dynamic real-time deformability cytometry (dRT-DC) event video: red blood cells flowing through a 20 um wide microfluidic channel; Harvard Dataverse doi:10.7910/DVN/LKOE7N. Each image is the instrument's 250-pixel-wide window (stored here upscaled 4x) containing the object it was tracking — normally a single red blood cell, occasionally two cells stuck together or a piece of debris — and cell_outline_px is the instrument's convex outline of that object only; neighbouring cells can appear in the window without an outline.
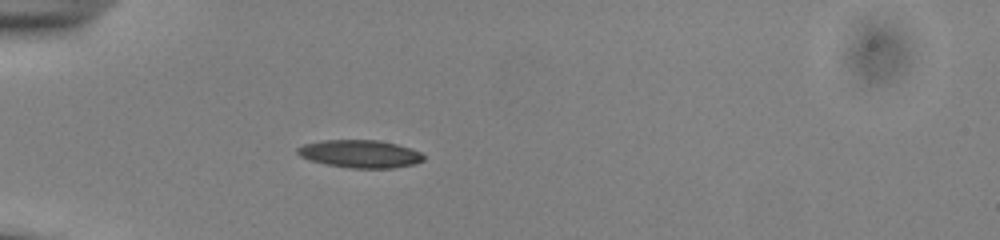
{"species": "common noctule bat (a hibernating species)", "species_latin": "Nyctalus noctula", "temperature_condition": "cold", "stored_images_in_passage": 38, "camera_frame_rate_fps": 3000, "um_per_image_px": 0.085, "animal": {"sex": "male", "body_mass_g": 13.0, "forearm_length_mm": 53.1}, "frame": {"image": 1, "passage_image": 1, "time_ms": 0.0, "image_size_px": [1000, 240], "cell_outline_px": [[424, 160], [416, 164], [392, 168], [348, 168], [308, 160], [300, 156], [296, 152], [296, 148], [304, 144], [320, 140], [380, 140], [412, 148], [420, 152], [424, 156]], "centroid_in_image_um": [30.61, 13.07], "position_along_channel_um": 54.4, "area_um2": 20.58}}
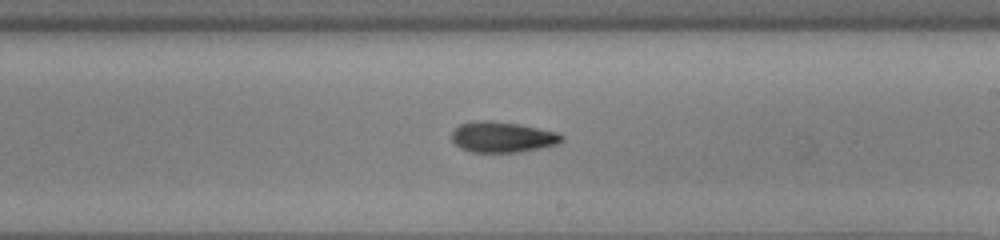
{"frame": {"image": 2, "passage_image": 17, "time_ms": 5.333, "image_size_px": [1000, 240], "cell_outline_px": [[564, 140], [560, 144], [540, 148], [516, 152], [468, 152], [460, 148], [452, 140], [452, 132], [460, 124], [476, 120], [492, 120], [520, 124], [556, 132], [564, 136]], "centroid_in_image_um": [42.71, 11.64], "position_along_channel_um": 246.3, "area_um2": 19.83}}
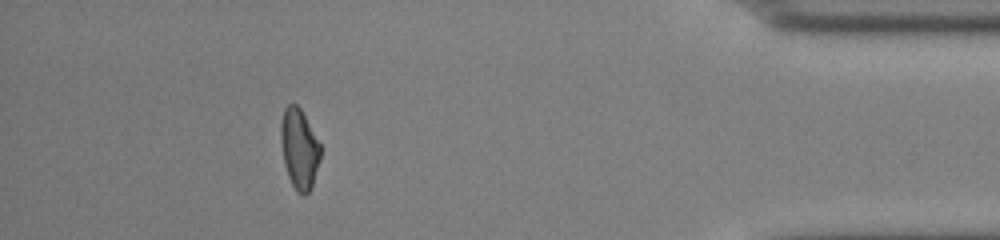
{"frame": {"image": 3, "passage_image": 33, "time_ms": 10.667, "image_size_px": [1000, 240], "cell_outline_px": [[320, 160], [312, 184], [308, 192], [304, 196], [296, 192], [288, 176], [284, 164], [280, 140], [280, 120], [284, 108], [288, 104], [296, 104], [300, 108], [320, 144]], "centroid_in_image_um": [25.41, 12.64], "position_along_channel_um": 409.8, "area_um2": 18.5}, "authors_computed_cell_mechanics": {"area_um2": 19.4208, "velocity_mm_per_s": 3.8975, "shape_relaxation_time_tau1_ms": null, "shape_relaxation_time_tau2_ms": 5.6278, "deformation_change_tau1": null, "deformation_change_tau2": 0.1382}}